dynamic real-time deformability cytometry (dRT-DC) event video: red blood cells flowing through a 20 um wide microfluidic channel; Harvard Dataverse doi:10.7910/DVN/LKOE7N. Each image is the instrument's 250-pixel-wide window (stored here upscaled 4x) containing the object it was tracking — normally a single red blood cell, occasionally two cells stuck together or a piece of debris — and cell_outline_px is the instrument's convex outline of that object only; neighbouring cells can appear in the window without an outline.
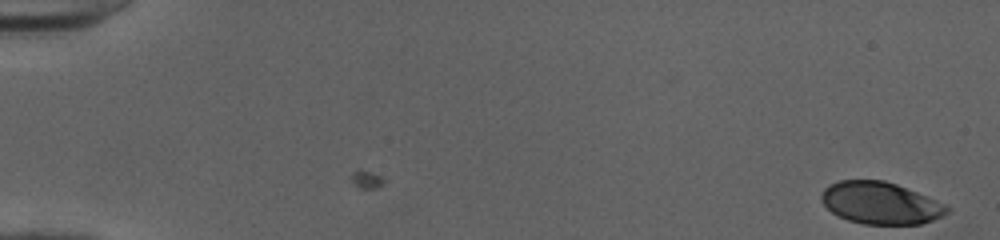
{"species": "human", "species_latin": "Homo sapiens", "temperature_condition": "cold", "stored_images_in_passage": 51, "camera_frame_rate_fps": 3000, "um_per_image_px": 0.085, "donor": {"sex": "female"}, "frame": {"image": 1, "passage_image": 1, "time_ms": 0.0, "image_size_px": [1000, 240], "cell_outline_px": [[952, 208], [948, 212], [932, 220], [920, 224], [864, 224], [848, 220], [832, 212], [820, 200], [820, 196], [824, 188], [828, 184], [840, 180], [884, 180], [896, 184], [948, 204]], "centroid_in_image_um": [74.85, 17.25], "position_along_channel_um": 10.2, "area_um2": 30.87}}
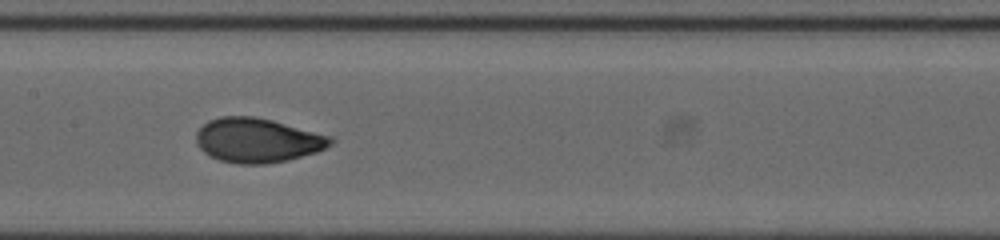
{"frame": {"image": 2, "passage_image": 27, "time_ms": 8.667, "image_size_px": [1000, 240], "cell_outline_px": [[336, 140], [332, 144], [316, 152], [288, 160], [264, 164], [236, 164], [220, 160], [204, 152], [200, 148], [196, 140], [196, 132], [208, 120], [220, 116], [252, 116], [272, 120], [332, 136]], "centroid_in_image_um": [21.9, 11.92], "position_along_channel_um": 185.5, "area_um2": 34.8}}
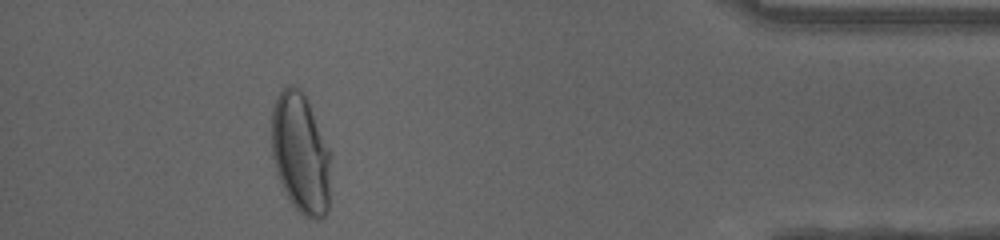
{"frame": {"image": 3, "passage_image": 47, "time_ms": 15.333, "image_size_px": [1000, 240], "cell_outline_px": [[332, 152], [328, 212], [324, 216], [316, 220], [312, 220], [304, 216], [292, 204], [276, 172], [272, 156], [272, 108], [280, 92], [288, 84], [292, 84], [300, 88], [304, 92]], "centroid_in_image_um": [25.59, 13.03], "position_along_channel_um": 409.6, "area_um2": 42.14}, "authors_computed_cell_mechanics": {"area_um2": 34.1598, "velocity_mm_per_s": 4.0199, "shape_relaxation_time_tau1_ms": 3.6753, "shape_relaxation_time_tau2_ms": null, "deformation_change_tau1": 0.1812, "deformation_change_tau2": null}}